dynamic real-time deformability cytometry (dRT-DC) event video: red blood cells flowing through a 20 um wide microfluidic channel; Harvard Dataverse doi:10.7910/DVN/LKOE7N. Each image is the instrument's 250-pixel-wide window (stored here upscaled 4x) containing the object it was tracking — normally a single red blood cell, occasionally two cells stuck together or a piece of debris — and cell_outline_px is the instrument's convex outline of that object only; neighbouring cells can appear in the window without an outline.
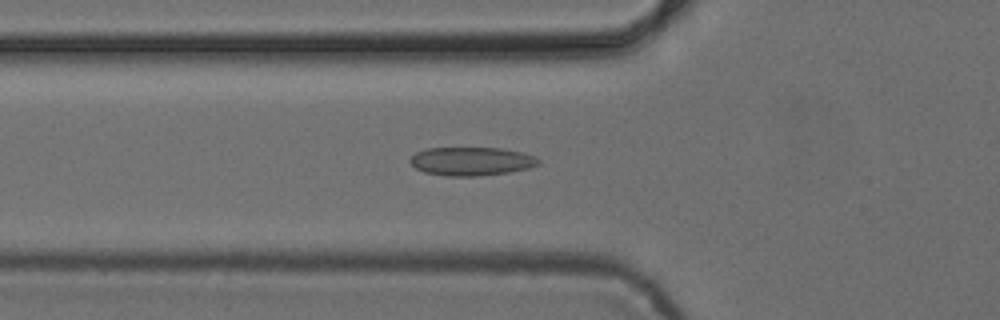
{"species": "common noctule bat (a hibernating species)", "species_latin": "Nyctalus noctula", "temperature_condition": "cold", "stored_images_in_passage": 52, "camera_frame_rate_fps": 3000, "um_per_image_px": 0.085, "animal": {"sex": "female", "body_mass_g": 24.6, "forearm_length_mm": 56.2}, "frame": {"image": 1, "passage_image": 18, "time_ms": 5.667, "image_size_px": [1000, 320], "cell_outline_px": [[540, 164], [528, 168], [508, 172], [476, 176], [444, 176], [424, 172], [416, 168], [408, 160], [416, 152], [428, 148], [500, 148], [524, 152], [536, 156], [540, 160]], "centroid_in_image_um": [40.08, 13.7], "position_along_channel_um": 85.7, "area_um2": 21.39}}
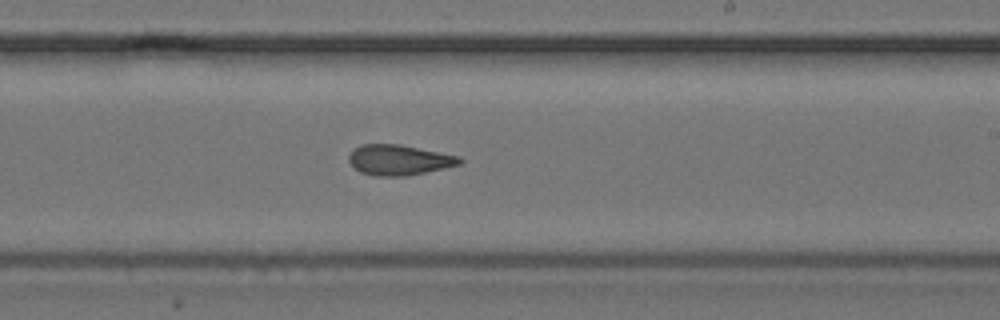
{"frame": {"image": 2, "passage_image": 31, "time_ms": 10.0, "image_size_px": [1000, 320], "cell_outline_px": [[464, 160], [460, 164], [444, 168], [408, 176], [376, 176], [360, 172], [348, 160], [348, 156], [352, 148], [360, 144], [400, 144], [460, 156]], "centroid_in_image_um": [33.91, 13.59], "position_along_channel_um": 255.1, "area_um2": 19.77}}
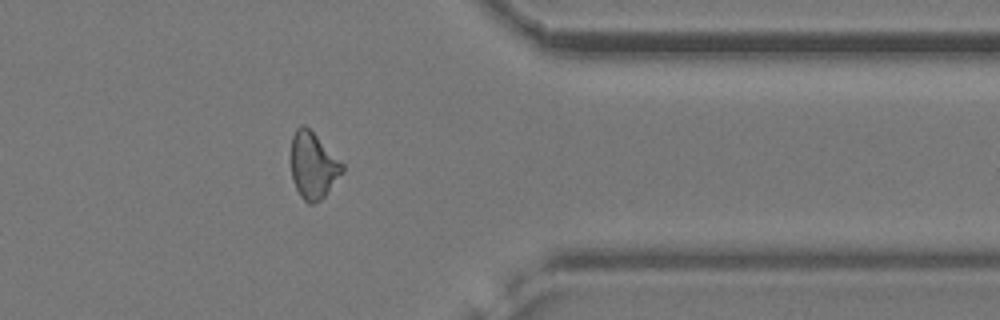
{"frame": {"image": 3, "passage_image": 42, "time_ms": 13.667, "image_size_px": [1000, 320], "cell_outline_px": [[344, 172], [324, 196], [320, 200], [312, 204], [308, 204], [300, 196], [292, 180], [292, 136], [296, 128], [304, 124], [344, 164]], "centroid_in_image_um": [26.62, 14.09], "position_along_channel_um": 384.8, "area_um2": 19.59}, "authors_computed_cell_mechanics": {"area_um2": 20.3456, "velocity_mm_per_s": 3.8871, "shape_relaxation_time_tau1_ms": 9.0731, "shape_relaxation_time_tau2_ms": 2.0025, "deformation_change_tau1": 0.1638, "deformation_change_tau2": 0.075}}